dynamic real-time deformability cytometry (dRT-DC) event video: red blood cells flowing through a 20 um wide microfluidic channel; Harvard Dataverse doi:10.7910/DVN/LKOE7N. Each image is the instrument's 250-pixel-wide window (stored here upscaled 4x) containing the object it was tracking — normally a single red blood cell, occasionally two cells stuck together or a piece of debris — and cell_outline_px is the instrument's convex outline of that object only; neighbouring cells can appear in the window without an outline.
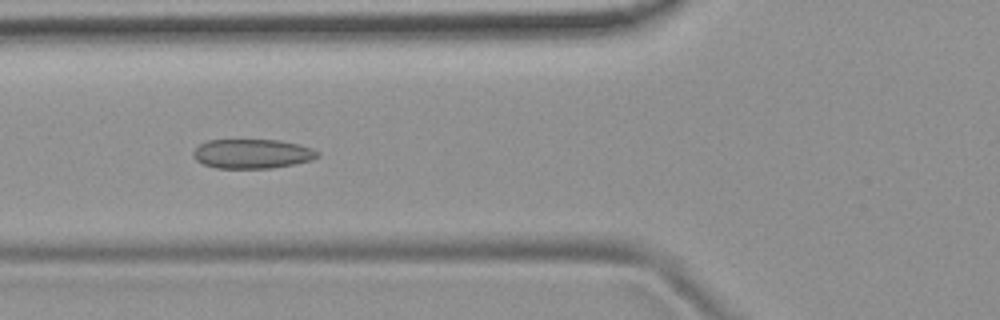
{"species": "common noctule bat (a hibernating species)", "species_latin": "Nyctalus noctula", "temperature_condition": "room temperature", "stored_images_in_passage": 53, "camera_frame_rate_fps": 3000, "um_per_image_px": 0.085, "animal": {"sex": "female", "body_mass_g": 19.9}, "frame": {"image": 1, "passage_image": 20, "time_ms": 6.333, "image_size_px": [1000, 320], "cell_outline_px": [[320, 156], [312, 160], [272, 168], [216, 168], [204, 164], [196, 160], [192, 156], [192, 152], [200, 144], [208, 140], [280, 140], [300, 144], [312, 148], [320, 152]], "centroid_in_image_um": [21.46, 13.06], "position_along_channel_um": 104.3, "area_um2": 21.39}}
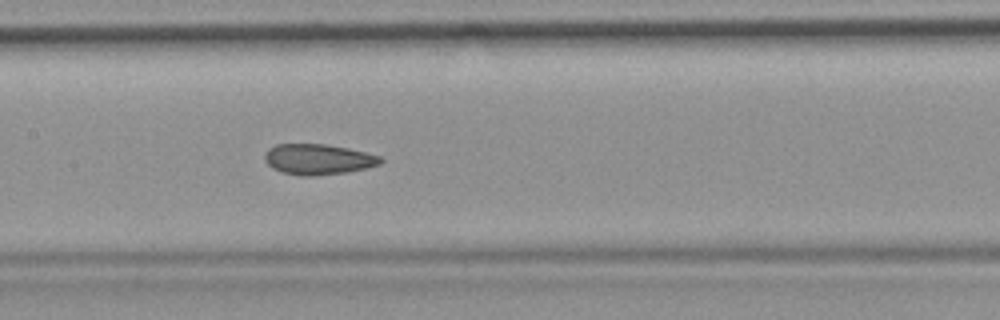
{"frame": {"image": 2, "passage_image": 26, "time_ms": 8.333, "image_size_px": [1000, 320], "cell_outline_px": [[384, 160], [380, 164], [368, 168], [348, 172], [316, 176], [300, 176], [280, 172], [272, 168], [264, 160], [264, 156], [268, 148], [276, 144], [324, 144], [348, 148], [380, 156]], "centroid_in_image_um": [27.03, 13.55], "position_along_channel_um": 180.4, "area_um2": 20.87}}
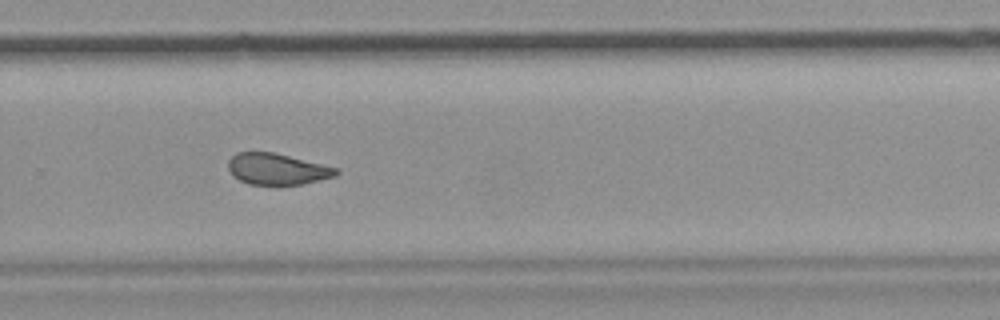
{"frame": {"image": 3, "passage_image": 36, "time_ms": 11.667, "image_size_px": [1000, 320], "cell_outline_px": [[340, 172], [336, 176], [304, 184], [248, 184], [232, 176], [228, 168], [228, 160], [236, 152], [272, 152], [340, 168]], "centroid_in_image_um": [23.57, 14.37], "position_along_channel_um": 306.2, "area_um2": 19.71}, "authors_computed_cell_mechanics": {"area_um2": 21.2704, "velocity_mm_per_s": 3.7916, "shape_relaxation_time_tau1_ms": null, "shape_relaxation_time_tau2_ms": 2.156, "deformation_change_tau1": null, "deformation_change_tau2": 0.0703}}